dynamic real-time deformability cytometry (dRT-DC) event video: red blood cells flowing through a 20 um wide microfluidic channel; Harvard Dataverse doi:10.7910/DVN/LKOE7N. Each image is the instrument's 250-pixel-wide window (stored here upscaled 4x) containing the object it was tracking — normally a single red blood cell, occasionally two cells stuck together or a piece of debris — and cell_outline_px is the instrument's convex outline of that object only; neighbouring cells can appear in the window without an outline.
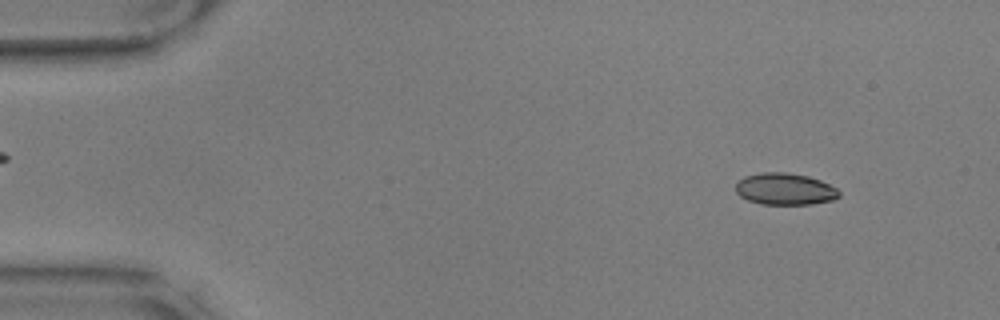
{"species": "common noctule bat (a hibernating species)", "species_latin": "Nyctalus noctula", "temperature_condition": "warm", "stored_images_in_passage": 58, "camera_frame_rate_fps": 3000, "um_per_image_px": 0.085, "animal": {"sex": "male", "body_mass_g": 17.9, "forearm_length_mm": 54.2}, "frame": {"image": 1, "passage_image": 7, "time_ms": 2.0, "image_size_px": [1000, 320], "cell_outline_px": [[840, 196], [832, 200], [812, 204], [760, 204], [748, 200], [740, 196], [736, 192], [736, 180], [744, 176], [760, 172], [788, 172], [808, 176], [820, 180], [836, 188], [840, 192]], "centroid_in_image_um": [66.69, 16.06], "position_along_channel_um": 18.3, "area_um2": 19.31}}
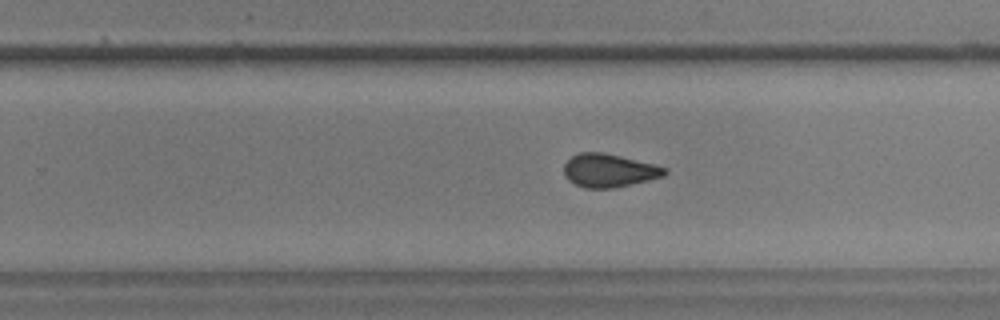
{"frame": {"image": 2, "passage_image": 37, "time_ms": 12.0, "image_size_px": [1000, 320], "cell_outline_px": [[668, 172], [664, 176], [632, 184], [612, 188], [584, 188], [568, 180], [564, 176], [564, 164], [572, 156], [580, 152], [600, 152], [620, 156], [656, 164], [668, 168]], "centroid_in_image_um": [51.78, 14.49], "position_along_channel_um": 278.0, "area_um2": 19.59}}
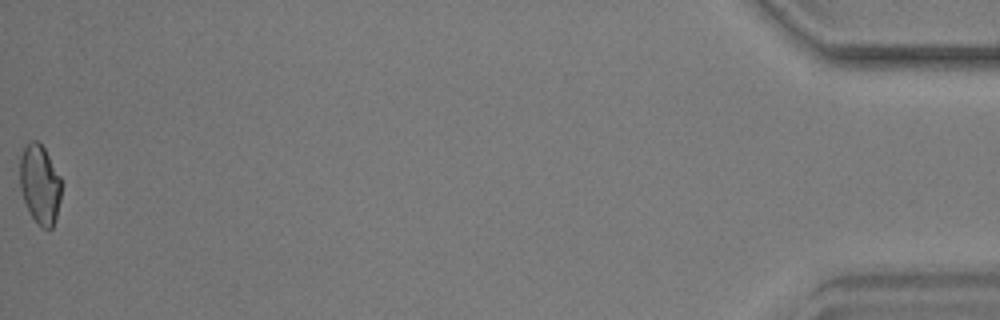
{"frame": {"image": 3, "passage_image": 58, "time_ms": 19.0, "image_size_px": [1000, 320], "cell_outline_px": [[60, 200], [56, 220], [52, 228], [44, 228], [32, 216], [24, 200], [20, 188], [20, 156], [24, 148], [32, 140], [36, 140], [44, 148], [60, 176]], "centroid_in_image_um": [3.39, 15.66], "position_along_channel_um": 431.8, "area_um2": 18.79}, "authors_computed_cell_mechanics": {"area_um2": 19.7387, "velocity_mm_per_s": 3.5545, "shape_relaxation_time_tau1_ms": 9.5141, "shape_relaxation_time_tau2_ms": 1.7932, "deformation_change_tau1": 0.1898, "deformation_change_tau2": 0.0755}}